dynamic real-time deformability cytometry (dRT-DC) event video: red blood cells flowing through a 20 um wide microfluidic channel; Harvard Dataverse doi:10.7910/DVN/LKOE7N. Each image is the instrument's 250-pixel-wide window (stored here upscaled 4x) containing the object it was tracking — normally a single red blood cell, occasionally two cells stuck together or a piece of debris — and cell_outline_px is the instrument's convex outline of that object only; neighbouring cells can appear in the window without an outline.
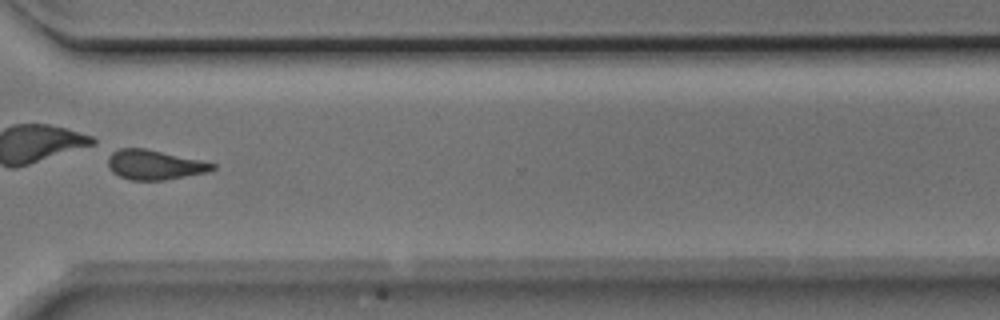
{"species": "Egyptian fruit bat (a non-hibernating species)", "species_latin": "Rousettus aegyptiacus", "temperature_condition": "room temperature", "stored_images_in_passage": 34, "camera_frame_rate_fps": 3000, "um_per_image_px": 0.085, "animal": {"sex": "male"}, "frame": {"image": 1, "passage_image": 29, "time_ms": 9.333, "image_size_px": [1000, 320], "cell_outline_px": [[216, 168], [212, 172], [164, 180], [132, 180], [120, 176], [112, 172], [108, 168], [108, 156], [112, 152], [120, 148], [144, 148], [200, 160], [216, 164]], "centroid_in_image_um": [13.15, 14.01], "position_along_channel_um": 357.4, "area_um2": 18.15}, "authors_computed_cell_mechanics": {"area_um2": 18.3515, "velocity_mm_per_s": 4.0023, "shape_relaxation_time_tau1_ms": 3.6449, "shape_relaxation_time_tau2_ms": 1.9639, "deformation_change_tau1": 0.1057, "deformation_change_tau2": 0.0905}}